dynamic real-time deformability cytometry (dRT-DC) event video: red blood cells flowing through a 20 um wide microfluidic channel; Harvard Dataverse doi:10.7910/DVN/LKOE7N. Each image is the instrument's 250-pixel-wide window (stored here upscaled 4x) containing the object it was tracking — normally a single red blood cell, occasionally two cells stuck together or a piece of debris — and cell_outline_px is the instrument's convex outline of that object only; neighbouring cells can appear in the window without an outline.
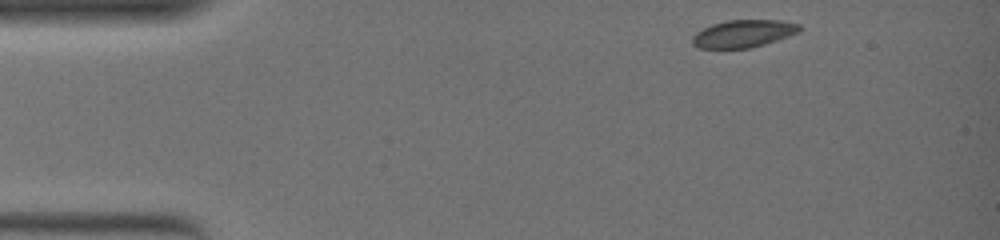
{"species": "common noctule bat (a hibernating species)", "species_latin": "Nyctalus noctula", "temperature_condition": "warm", "stored_images_in_passage": 42, "camera_frame_rate_fps": 3000, "um_per_image_px": 0.085, "animal": {"sex": "female", "body_mass_g": 19.0, "forearm_length_mm": 51.5}, "frame": {"image": 1, "passage_image": 1, "time_ms": 0.0, "image_size_px": [1000, 240], "cell_outline_px": [[800, 32], [764, 44], [748, 48], [700, 48], [692, 44], [692, 36], [696, 32], [712, 24], [728, 20], [780, 20], [800, 24]], "centroid_in_image_um": [63.18, 2.85], "position_along_channel_um": 21.8, "area_um2": 17.05}}
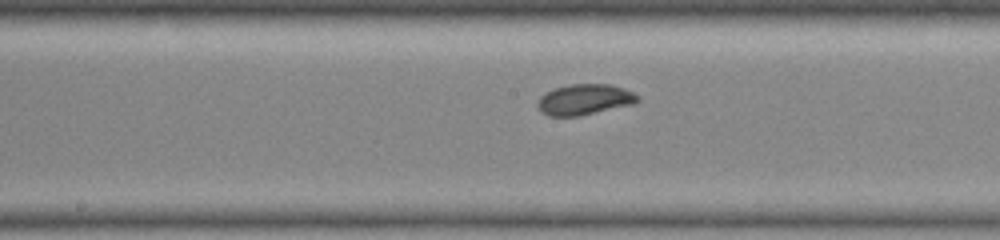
{"frame": {"image": 2, "passage_image": 22, "time_ms": 7.0, "image_size_px": [1000, 240], "cell_outline_px": [[640, 100], [632, 104], [580, 116], [548, 116], [540, 112], [536, 108], [536, 104], [540, 96], [544, 92], [552, 88], [568, 84], [612, 84], [624, 88], [640, 96]], "centroid_in_image_um": [49.63, 8.45], "position_along_channel_um": 198.6, "area_um2": 18.26}}
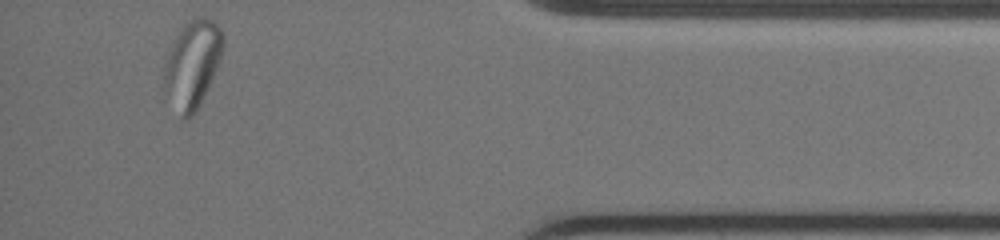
{"frame": {"image": 3, "passage_image": 42, "time_ms": 13.667, "image_size_px": [1000, 240], "cell_outline_px": [[224, 44], [220, 60], [196, 112], [188, 120], [180, 120], [164, 92], [164, 76], [172, 40], [180, 28], [188, 20], [196, 16], [204, 16], [212, 20], [224, 32]], "centroid_in_image_um": [16.35, 5.47], "position_along_channel_um": 418.9, "area_um2": 30.35}}